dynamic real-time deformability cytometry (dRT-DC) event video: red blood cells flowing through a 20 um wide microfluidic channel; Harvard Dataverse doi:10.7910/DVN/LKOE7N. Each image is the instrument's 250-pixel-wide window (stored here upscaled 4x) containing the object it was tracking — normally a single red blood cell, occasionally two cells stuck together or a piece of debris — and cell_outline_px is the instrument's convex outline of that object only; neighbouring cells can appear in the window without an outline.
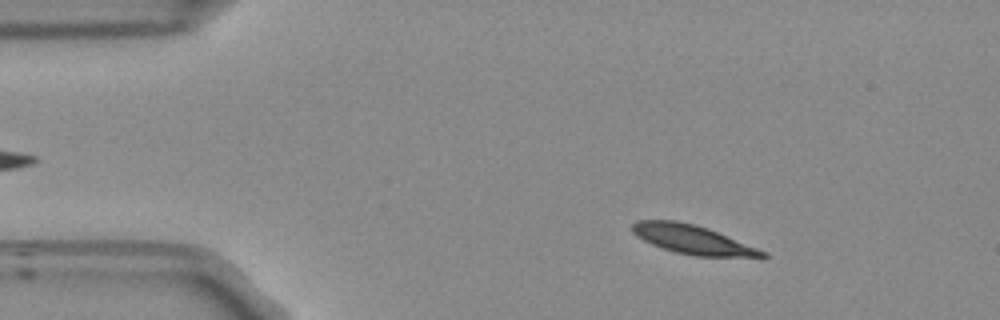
{"species": "Egyptian fruit bat (a non-hibernating species)", "species_latin": "Rousettus aegyptiacus", "temperature_condition": "room temperature", "stored_images_in_passage": 53, "camera_frame_rate_fps": 3000, "um_per_image_px": 0.085, "frame": {"image": 1, "passage_image": 7, "time_ms": 2.0, "image_size_px": [1000, 320], "cell_outline_px": [[768, 256], [764, 260], [696, 256], [676, 252], [652, 244], [636, 236], [632, 232], [632, 224], [640, 220], [676, 220], [708, 228], [756, 248], [764, 252]], "centroid_in_image_um": [58.97, 20.41], "position_along_channel_um": 26.0, "area_um2": 22.25}}
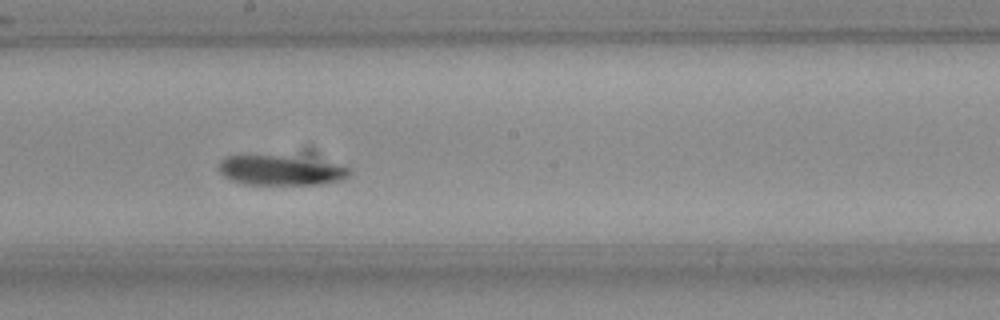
{"frame": {"image": 2, "passage_image": 28, "time_ms": 9.0, "image_size_px": [1000, 320], "cell_outline_px": [[352, 172], [344, 180], [328, 184], [244, 184], [232, 180], [224, 176], [220, 172], [220, 160], [228, 156], [280, 156], [336, 164], [352, 168]], "centroid_in_image_um": [23.91, 14.5], "position_along_channel_um": 224.3, "area_um2": 22.31}}
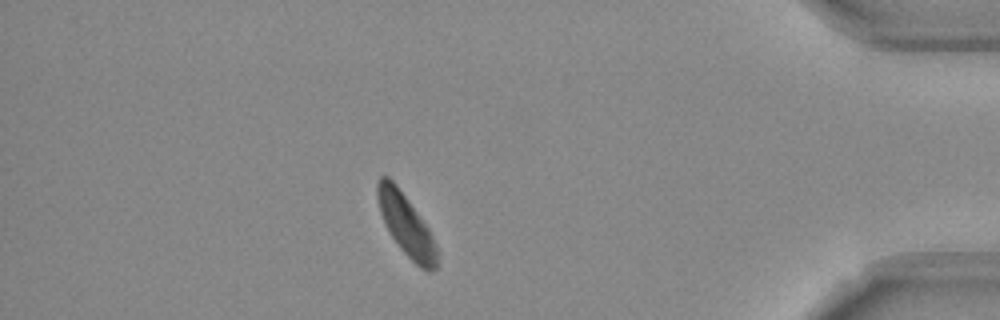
{"frame": {"image": 3, "passage_image": 46, "time_ms": 15.0, "image_size_px": [1000, 320], "cell_outline_px": [[436, 268], [432, 272], [428, 272], [420, 268], [400, 248], [392, 236], [380, 212], [376, 196], [376, 184], [380, 176], [388, 176], [396, 184], [428, 228], [432, 236], [436, 248]], "centroid_in_image_um": [34.5, 19.11], "position_along_channel_um": 400.7, "area_um2": 20.75}, "authors_computed_cell_mechanics": {"area_um2": 22.3686, "velocity_mm_per_s": 3.6949, "shape_relaxation_time_tau1_ms": 2.8534, "shape_relaxation_time_tau2_ms": null, "deformation_change_tau1": 0.113, "deformation_change_tau2": null}}